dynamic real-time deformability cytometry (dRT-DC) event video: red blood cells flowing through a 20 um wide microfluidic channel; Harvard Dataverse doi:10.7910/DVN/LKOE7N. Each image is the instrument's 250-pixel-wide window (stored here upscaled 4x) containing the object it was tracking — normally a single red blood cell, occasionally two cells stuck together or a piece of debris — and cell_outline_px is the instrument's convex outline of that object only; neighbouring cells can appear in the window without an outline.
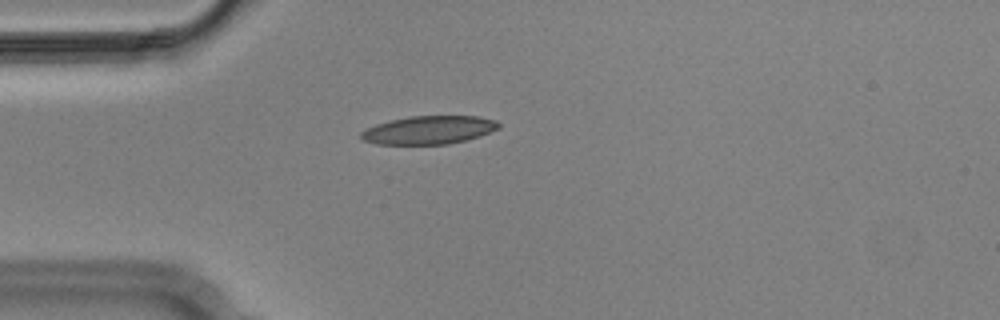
{"species": "Egyptian fruit bat (a non-hibernating species)", "species_latin": "Rousettus aegyptiacus", "temperature_condition": "cold", "stored_images_in_passage": 2, "camera_frame_rate_fps": 3000, "um_per_image_px": 0.085, "animal": {"sex": "male"}, "frame": {"image": 1, "passage_image": 1, "time_ms": 0.0, "image_size_px": [1000, 320], "cell_outline_px": [[500, 128], [480, 136], [448, 144], [376, 144], [364, 140], [360, 136], [360, 132], [376, 124], [408, 116], [476, 116], [496, 120], [500, 124]], "centroid_in_image_um": [36.47, 11.05], "position_along_channel_um": 48.5, "area_um2": 22.54}}